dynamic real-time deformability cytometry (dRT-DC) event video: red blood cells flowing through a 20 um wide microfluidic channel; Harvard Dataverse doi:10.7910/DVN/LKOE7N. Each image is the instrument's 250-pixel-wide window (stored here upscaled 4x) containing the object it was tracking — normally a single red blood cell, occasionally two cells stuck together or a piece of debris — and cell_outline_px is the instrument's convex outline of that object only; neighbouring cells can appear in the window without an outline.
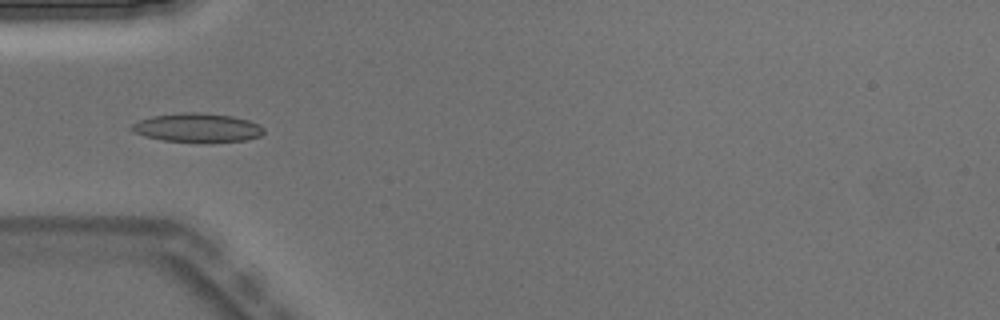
{"species": "Egyptian fruit bat (a non-hibernating species)", "species_latin": "Rousettus aegyptiacus", "temperature_condition": "warm", "stored_images_in_passage": 4, "camera_frame_rate_fps": 3000, "um_per_image_px": 0.085, "animal": {"sex": "male"}, "frame": {"image": 1, "passage_image": 4, "time_ms": 1.0, "image_size_px": [1000, 320], "cell_outline_px": [[264, 132], [260, 136], [248, 140], [208, 144], [164, 140], [144, 136], [128, 128], [132, 124], [140, 120], [152, 116], [184, 112], [200, 112], [232, 116], [248, 120], [260, 124], [264, 128]], "centroid_in_image_um": [16.82, 10.88], "position_along_channel_um": 68.2, "area_um2": 22.77}}